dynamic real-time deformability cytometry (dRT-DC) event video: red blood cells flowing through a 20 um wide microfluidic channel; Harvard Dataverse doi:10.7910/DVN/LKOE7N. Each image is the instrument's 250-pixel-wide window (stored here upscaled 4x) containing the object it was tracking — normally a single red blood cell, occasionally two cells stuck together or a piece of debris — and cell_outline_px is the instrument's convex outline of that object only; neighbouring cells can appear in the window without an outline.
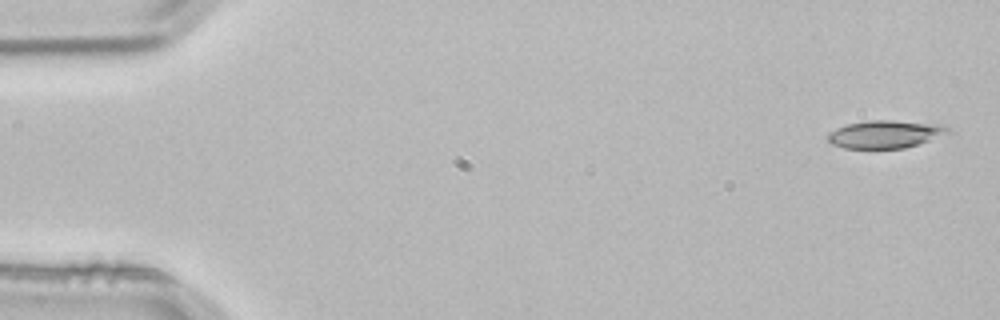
{"species": "common noctule bat (a hibernating species)", "species_latin": "Nyctalus noctula", "temperature_condition": "room temperature", "stored_images_in_passage": 4, "camera_frame_rate_fps": 3000, "um_per_image_px": 0.085, "animal": {"sex": "male", "body_mass_g": 21.5, "forearm_length_mm": 52.0}, "frame": {"image": 1, "passage_image": 1, "time_ms": 0.0, "image_size_px": [1000, 320], "cell_outline_px": [[952, 132], [904, 148], [844, 148], [832, 144], [828, 140], [828, 132], [836, 128], [848, 124], [868, 120], [892, 120], [944, 124]], "centroid_in_image_um": [75.24, 11.39], "position_along_channel_um": 9.8, "area_um2": 19.36}}
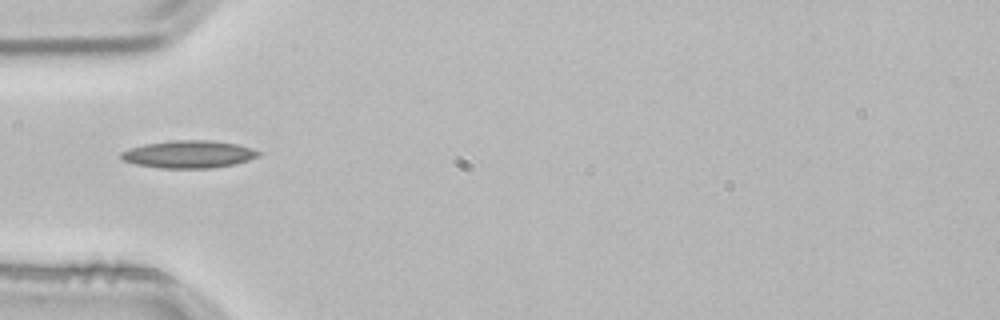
{"frame": {"image": 2, "passage_image": 4, "time_ms": 1.0, "image_size_px": [1000, 320], "cell_outline_px": [[260, 156], [236, 164], [212, 168], [160, 168], [136, 164], [124, 160], [120, 156], [120, 152], [128, 148], [144, 144], [172, 140], [212, 140], [236, 144], [252, 148], [260, 152]], "centroid_in_image_um": [16.04, 13.11], "position_along_channel_um": 69.0, "area_um2": 22.14}}